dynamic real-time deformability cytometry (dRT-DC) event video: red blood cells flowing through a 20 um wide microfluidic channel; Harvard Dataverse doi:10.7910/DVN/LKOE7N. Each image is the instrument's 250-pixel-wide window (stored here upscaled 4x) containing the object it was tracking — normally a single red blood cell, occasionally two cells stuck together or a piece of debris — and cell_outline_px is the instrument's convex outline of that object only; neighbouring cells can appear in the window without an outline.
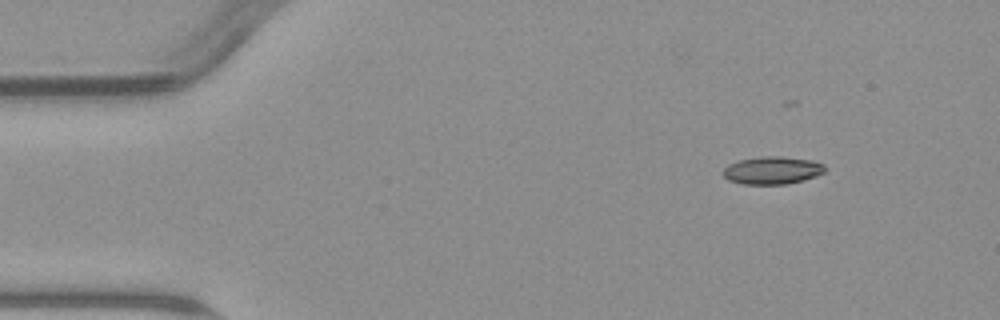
{"species": "common noctule bat (a hibernating species)", "species_latin": "Nyctalus noctula", "temperature_condition": "warm", "stored_images_in_passage": 3, "camera_frame_rate_fps": 3000, "um_per_image_px": 0.085, "animal": {"sex": "male", "body_mass_g": 23.1, "forearm_length_mm": 52.7}, "frame": {"image": 1, "passage_image": 1, "time_ms": 0.0, "image_size_px": [1000, 320], "cell_outline_px": [[828, 168], [824, 172], [816, 176], [804, 180], [788, 184], [744, 184], [728, 180], [724, 176], [724, 168], [728, 164], [736, 160], [760, 156], [780, 156], [812, 160], [824, 164]], "centroid_in_image_um": [65.66, 14.47], "position_along_channel_um": 19.3, "area_um2": 16.65}}